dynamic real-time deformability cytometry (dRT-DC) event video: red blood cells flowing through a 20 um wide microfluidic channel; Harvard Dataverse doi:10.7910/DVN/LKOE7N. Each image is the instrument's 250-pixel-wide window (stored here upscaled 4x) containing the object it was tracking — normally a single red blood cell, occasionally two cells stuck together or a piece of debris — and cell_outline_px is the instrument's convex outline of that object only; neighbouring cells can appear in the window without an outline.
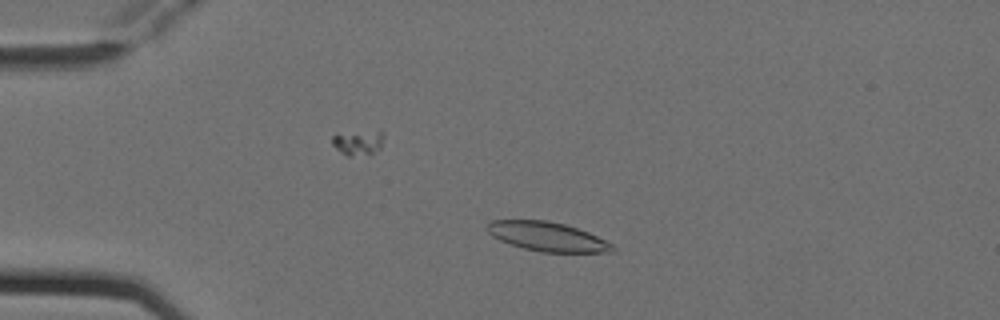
{"species": "Egyptian fruit bat (a non-hibernating species)", "species_latin": "Rousettus aegyptiacus", "temperature_condition": "cold", "stored_images_in_passage": 2, "camera_frame_rate_fps": 3000, "um_per_image_px": 0.085, "animal": {"sex": "female"}, "frame": {"image": 1, "passage_image": 2, "time_ms": 0.333, "image_size_px": [1000, 320], "cell_outline_px": [[616, 252], [540, 252], [524, 248], [500, 240], [492, 236], [484, 228], [492, 220], [548, 220], [564, 224], [588, 232], [612, 244], [616, 248]], "centroid_in_image_um": [46.52, 20.11], "position_along_channel_um": 38.5, "area_um2": 21.21}}